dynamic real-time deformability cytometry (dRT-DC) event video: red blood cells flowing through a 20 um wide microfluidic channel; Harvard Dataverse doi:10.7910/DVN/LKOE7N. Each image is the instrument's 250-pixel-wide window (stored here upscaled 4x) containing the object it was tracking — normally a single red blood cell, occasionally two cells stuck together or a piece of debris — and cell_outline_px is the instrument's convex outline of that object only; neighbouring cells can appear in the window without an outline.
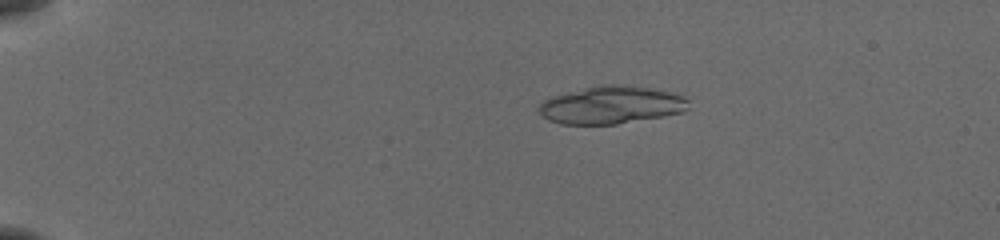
{"species": "common noctule bat (a hibernating species)", "species_latin": "Nyctalus noctula", "temperature_condition": "cold", "stored_images_in_passage": 54, "segment_of_instrument_passage": [1, 2], "camera_frame_rate_fps": 3000, "um_per_image_px": 0.085, "animal": {"sex": "female", "body_mass_g": 19.5, "forearm_length_mm": 54.1}, "frame": {"image": 1, "passage_image": 12, "time_ms": 3.667, "image_size_px": [1000, 240], "cell_outline_px": [[688, 108], [684, 112], [664, 116], [616, 124], [560, 124], [548, 120], [536, 108], [544, 100], [556, 96], [600, 84], [620, 84], [648, 88], [668, 92], [684, 96], [688, 100]], "centroid_in_image_um": [51.98, 8.93], "position_along_channel_um": 33.0, "area_um2": 32.54}}